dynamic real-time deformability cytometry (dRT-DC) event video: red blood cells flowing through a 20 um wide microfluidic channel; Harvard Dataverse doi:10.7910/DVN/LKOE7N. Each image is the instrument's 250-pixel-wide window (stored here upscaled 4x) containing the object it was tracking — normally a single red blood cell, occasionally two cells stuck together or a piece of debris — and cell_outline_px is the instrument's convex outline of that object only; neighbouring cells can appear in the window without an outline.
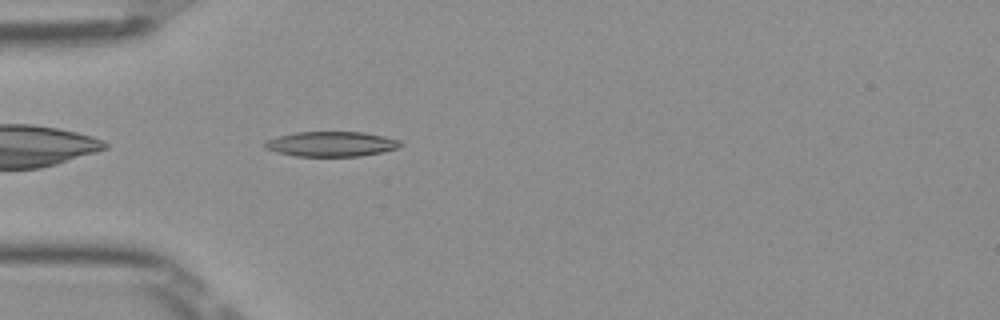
{"species": "Egyptian fruit bat (a non-hibernating species)", "species_latin": "Rousettus aegyptiacus", "temperature_condition": "room temperature", "stored_images_in_passage": 38, "camera_frame_rate_fps": 3000, "um_per_image_px": 0.085, "frame": {"image": 1, "passage_image": 2, "time_ms": 0.333, "image_size_px": [1000, 320], "cell_outline_px": [[404, 144], [400, 148], [384, 152], [360, 156], [296, 156], [276, 152], [264, 148], [264, 140], [276, 136], [296, 132], [364, 132], [384, 136], [400, 140]], "centroid_in_image_um": [28.17, 12.24], "position_along_channel_um": 56.8, "area_um2": 20.06}}
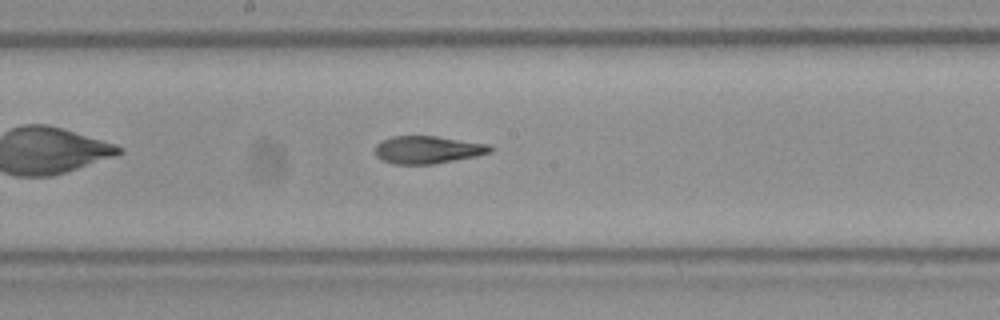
{"frame": {"image": 2, "passage_image": 14, "time_ms": 4.333, "image_size_px": [1000, 320], "cell_outline_px": [[496, 148], [492, 152], [476, 156], [432, 164], [392, 164], [376, 156], [376, 144], [392, 136], [436, 136], [488, 144]], "centroid_in_image_um": [36.39, 12.73], "position_along_channel_um": 211.8, "area_um2": 18.44}}
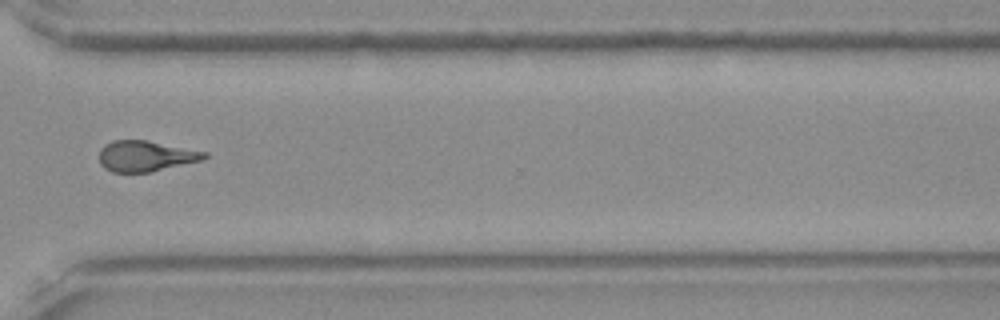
{"frame": {"image": 3, "passage_image": 25, "time_ms": 8.0, "image_size_px": [1000, 320], "cell_outline_px": [[208, 156], [200, 160], [152, 172], [112, 172], [104, 168], [100, 164], [100, 148], [104, 144], [112, 140], [148, 140], [208, 152]], "centroid_in_image_um": [12.36, 13.26], "position_along_channel_um": 358.2, "area_um2": 18.9}, "authors_computed_cell_mechanics": {"area_um2": 19.2474, "velocity_mm_per_s": 4.0011, "shape_relaxation_time_tau1_ms": null, "shape_relaxation_time_tau2_ms": 2.7039, "deformation_change_tau1": null, "deformation_change_tau2": 0.1133}}